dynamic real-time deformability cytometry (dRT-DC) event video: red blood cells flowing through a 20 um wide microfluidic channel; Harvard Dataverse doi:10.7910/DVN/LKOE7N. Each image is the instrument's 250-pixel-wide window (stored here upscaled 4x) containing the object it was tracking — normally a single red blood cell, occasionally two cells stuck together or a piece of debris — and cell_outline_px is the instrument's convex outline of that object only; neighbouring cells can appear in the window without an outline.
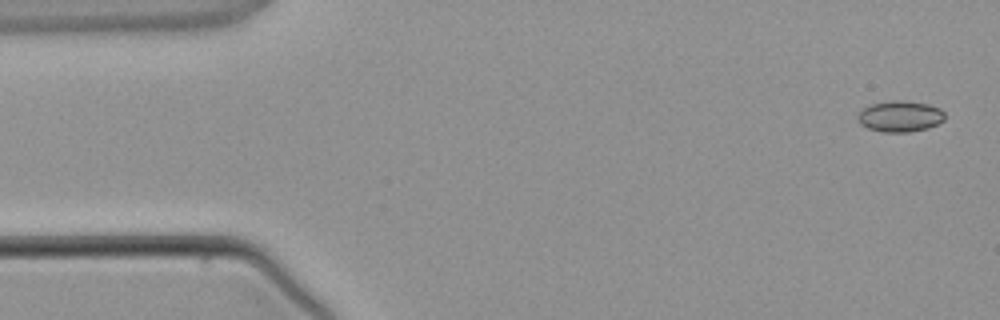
{"species": "common noctule bat (a hibernating species)", "species_latin": "Nyctalus noctula", "temperature_condition": "warm", "stored_images_in_passage": 4, "camera_frame_rate_fps": 3000, "um_per_image_px": 0.085, "animal": {"sex": "male", "body_mass_g": 21.5, "forearm_length_mm": 52.0}, "frame": {"image": 1, "passage_image": 1, "time_ms": 0.0, "image_size_px": [1000, 320], "cell_outline_px": [[944, 120], [928, 128], [908, 132], [880, 132], [868, 128], [860, 124], [856, 116], [864, 108], [872, 104], [892, 100], [896, 100], [928, 104], [940, 108], [944, 112]], "centroid_in_image_um": [76.49, 9.9], "position_along_channel_um": 8.5, "area_um2": 15.66}}
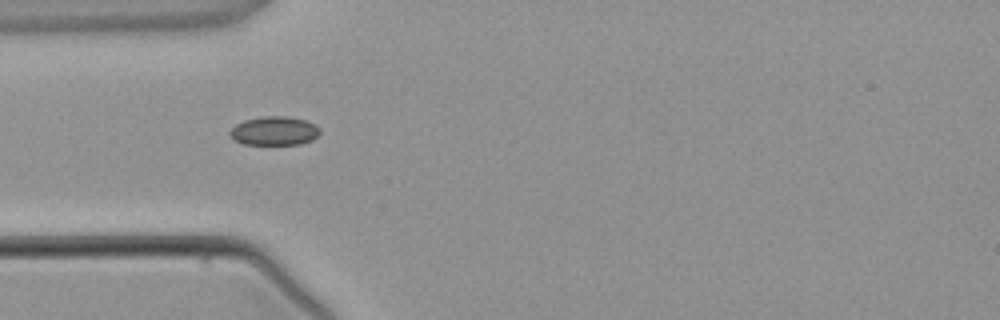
{"frame": {"image": 2, "passage_image": 4, "time_ms": 3.667, "image_size_px": [1000, 320], "cell_outline_px": [[320, 132], [312, 140], [300, 144], [244, 144], [236, 140], [228, 132], [236, 124], [244, 120], [264, 116], [288, 116], [304, 120], [316, 124], [320, 128]], "centroid_in_image_um": [23.34, 11.11], "position_along_channel_um": 61.7, "area_um2": 15.03}}